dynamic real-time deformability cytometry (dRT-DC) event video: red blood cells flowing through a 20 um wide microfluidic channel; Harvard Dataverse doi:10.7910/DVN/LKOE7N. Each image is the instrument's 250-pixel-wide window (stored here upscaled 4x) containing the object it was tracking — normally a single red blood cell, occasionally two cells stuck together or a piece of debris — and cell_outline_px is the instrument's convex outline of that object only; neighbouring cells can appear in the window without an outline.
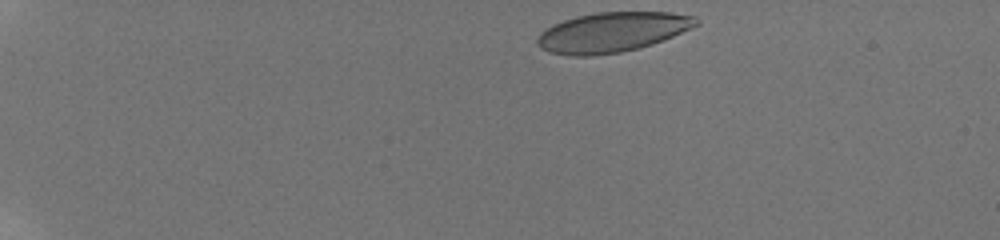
{"species": "human", "species_latin": "Homo sapiens", "temperature_condition": "room temperature", "stored_images_in_passage": 75, "camera_frame_rate_fps": 3000, "um_per_image_px": 0.085, "donor": {"sex": "male"}, "frame": {"image": 1, "passage_image": 1, "time_ms": 0.0, "image_size_px": [1000, 240], "cell_outline_px": [[700, 24], [692, 28], [652, 44], [640, 48], [620, 52], [592, 56], [572, 56], [552, 52], [540, 48], [536, 44], [536, 40], [540, 32], [544, 28], [552, 24], [576, 16], [596, 12], [668, 12], [696, 16], [700, 20]], "centroid_in_image_um": [52.03, 2.73], "position_along_channel_um": 33.0, "area_um2": 37.11}}
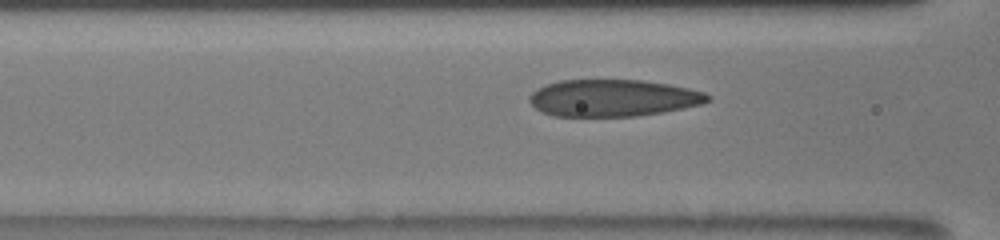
{"frame": {"image": 2, "passage_image": 29, "time_ms": 5.0, "image_size_px": [1000, 240], "cell_outline_px": [[712, 100], [704, 104], [664, 112], [636, 116], [552, 116], [540, 112], [528, 100], [528, 96], [536, 88], [560, 80], [640, 80], [668, 84], [688, 88], [704, 92], [712, 96]], "centroid_in_image_um": [52.12, 8.33], "position_along_channel_um": 114.5, "area_um2": 38.67}}
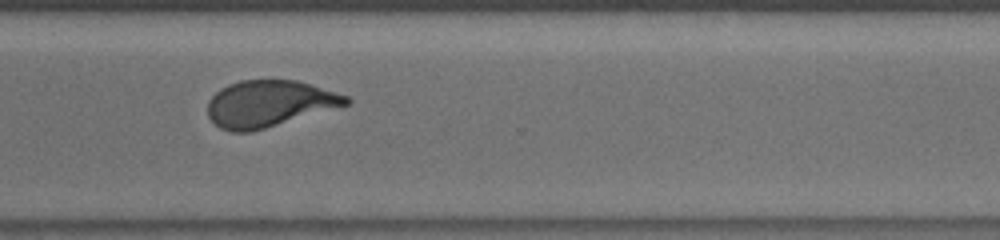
{"frame": {"image": 3, "passage_image": 74, "time_ms": 11.0, "image_size_px": [1000, 240], "cell_outline_px": [[352, 100], [348, 104], [264, 128], [248, 132], [232, 132], [220, 128], [208, 116], [208, 100], [220, 88], [228, 84], [240, 80], [296, 80], [312, 84], [348, 96]], "centroid_in_image_um": [22.85, 8.79], "position_along_channel_um": 347.7, "area_um2": 37.17}}